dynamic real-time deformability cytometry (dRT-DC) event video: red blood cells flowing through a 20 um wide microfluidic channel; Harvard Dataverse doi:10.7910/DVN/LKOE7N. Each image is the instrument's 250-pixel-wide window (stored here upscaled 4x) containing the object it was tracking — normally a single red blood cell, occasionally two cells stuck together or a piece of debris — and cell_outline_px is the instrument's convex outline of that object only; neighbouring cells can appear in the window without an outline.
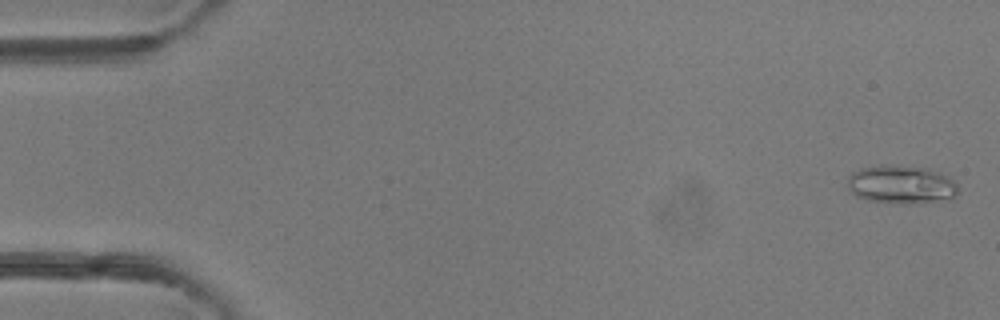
{"species": "common noctule bat (a hibernating species)", "species_latin": "Nyctalus noctula", "temperature_condition": "room temperature", "stored_images_in_passage": 5, "camera_frame_rate_fps": 3000, "um_per_image_px": 0.085, "animal": {"sex": "female"}, "frame": {"image": 1, "passage_image": 1, "time_ms": 0.0, "image_size_px": [1000, 320], "cell_outline_px": [[960, 192], [952, 200], [920, 204], [900, 204], [868, 200], [856, 196], [848, 188], [848, 176], [852, 172], [860, 168], [880, 164], [884, 164], [928, 168], [940, 172], [948, 176], [956, 184]], "centroid_in_image_um": [76.65, 15.7], "position_along_channel_um": 8.3, "area_um2": 25.49}}